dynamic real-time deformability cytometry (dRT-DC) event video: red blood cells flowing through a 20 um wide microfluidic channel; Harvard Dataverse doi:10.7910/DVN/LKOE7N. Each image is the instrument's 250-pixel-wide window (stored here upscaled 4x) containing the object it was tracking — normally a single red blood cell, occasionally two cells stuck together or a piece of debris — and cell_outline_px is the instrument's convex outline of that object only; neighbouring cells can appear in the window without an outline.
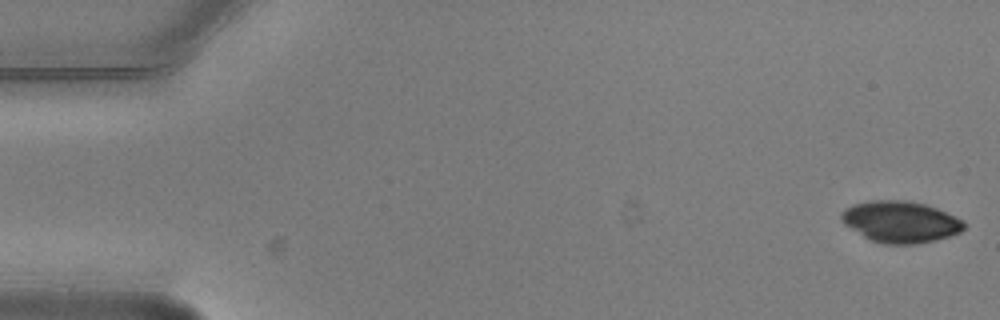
{"species": "common noctule bat (a hibernating species)", "species_latin": "Nyctalus noctula", "temperature_condition": "warm", "stored_images_in_passage": 6, "camera_frame_rate_fps": 3000, "um_per_image_px": 0.085, "animal": {"sex": "male", "body_mass_g": 20.5, "forearm_length_mm": 52.5}, "frame": {"image": 1, "passage_image": 1, "time_ms": 0.0, "image_size_px": [1000, 320], "cell_outline_px": [[968, 224], [960, 232], [936, 240], [916, 244], [884, 244], [872, 240], [864, 236], [844, 224], [840, 216], [848, 208], [856, 204], [872, 200], [908, 200], [924, 204], [936, 208], [964, 220]], "centroid_in_image_um": [76.59, 18.86], "position_along_channel_um": 8.4, "area_um2": 29.36}}